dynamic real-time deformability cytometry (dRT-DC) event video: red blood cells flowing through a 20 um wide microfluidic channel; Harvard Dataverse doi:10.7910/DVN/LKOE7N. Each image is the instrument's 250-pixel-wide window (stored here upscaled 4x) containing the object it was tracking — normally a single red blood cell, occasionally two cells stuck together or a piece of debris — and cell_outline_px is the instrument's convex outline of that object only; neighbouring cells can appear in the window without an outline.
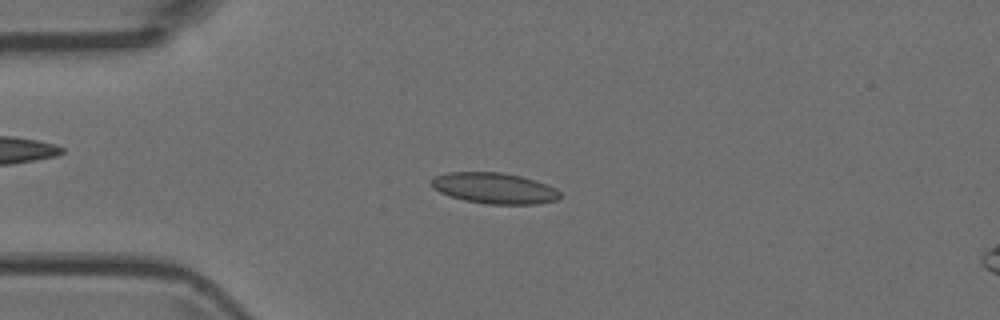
{"species": "Egyptian fruit bat (a non-hibernating species)", "species_latin": "Rousettus aegyptiacus", "temperature_condition": "room temperature", "stored_images_in_passage": 7, "camera_frame_rate_fps": 3000, "um_per_image_px": 0.085, "animal": {"sex": "female"}, "frame": {"image": 1, "passage_image": 2, "time_ms": 0.333, "image_size_px": [1000, 320], "cell_outline_px": [[560, 200], [536, 204], [488, 204], [464, 200], [440, 192], [432, 188], [432, 180], [436, 176], [448, 172], [500, 172], [520, 176], [536, 180], [548, 184], [556, 188], [560, 192]], "centroid_in_image_um": [42.07, 16.0], "position_along_channel_um": 42.9, "area_um2": 23.18}}
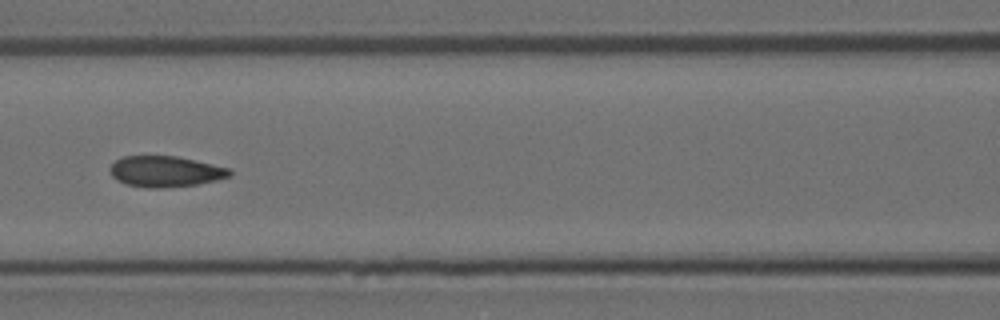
{"frame": {"image": 2, "passage_image": 5, "time_ms": 1.333, "image_size_px": [1000, 320], "cell_outline_px": [[232, 176], [216, 180], [196, 184], [164, 188], [144, 188], [124, 184], [116, 180], [112, 176], [108, 168], [120, 156], [176, 156], [212, 164], [228, 168], [232, 172]], "centroid_in_image_um": [14.01, 14.58], "position_along_channel_um": 152.6, "area_um2": 21.68}}
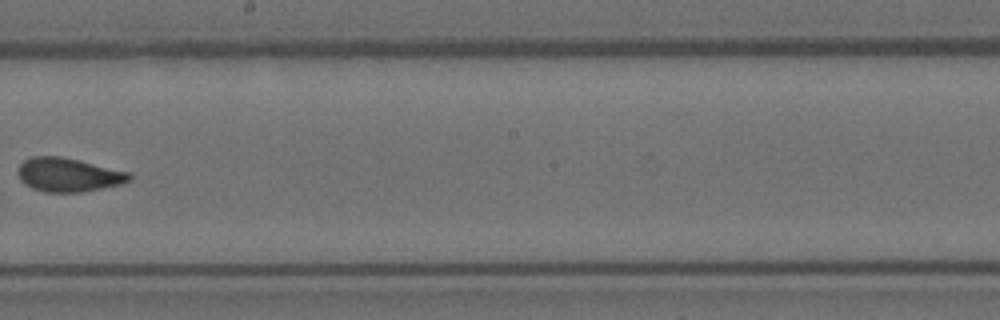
{"frame": {"image": 3, "passage_image": 7, "time_ms": 2.0, "image_size_px": [1000, 320], "cell_outline_px": [[132, 180], [120, 184], [80, 192], [44, 192], [32, 188], [24, 184], [20, 180], [16, 172], [20, 164], [24, 160], [32, 156], [60, 156], [80, 160], [128, 172], [132, 176]], "centroid_in_image_um": [5.77, 14.85], "position_along_channel_um": 242.4, "area_um2": 21.96}}